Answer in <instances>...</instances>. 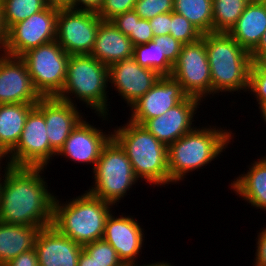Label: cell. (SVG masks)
<instances>
[{
    "mask_svg": "<svg viewBox=\"0 0 266 266\" xmlns=\"http://www.w3.org/2000/svg\"><path fill=\"white\" fill-rule=\"evenodd\" d=\"M1 5L3 24L7 31L14 24L26 20L48 6L46 0H1Z\"/></svg>",
    "mask_w": 266,
    "mask_h": 266,
    "instance_id": "cell-28",
    "label": "cell"
},
{
    "mask_svg": "<svg viewBox=\"0 0 266 266\" xmlns=\"http://www.w3.org/2000/svg\"><path fill=\"white\" fill-rule=\"evenodd\" d=\"M259 2L266 4V0H259Z\"/></svg>",
    "mask_w": 266,
    "mask_h": 266,
    "instance_id": "cell-52",
    "label": "cell"
},
{
    "mask_svg": "<svg viewBox=\"0 0 266 266\" xmlns=\"http://www.w3.org/2000/svg\"><path fill=\"white\" fill-rule=\"evenodd\" d=\"M250 53H266V32L261 37L258 45Z\"/></svg>",
    "mask_w": 266,
    "mask_h": 266,
    "instance_id": "cell-47",
    "label": "cell"
},
{
    "mask_svg": "<svg viewBox=\"0 0 266 266\" xmlns=\"http://www.w3.org/2000/svg\"><path fill=\"white\" fill-rule=\"evenodd\" d=\"M69 57L56 40L31 49L21 56L33 86L41 97H57L61 93Z\"/></svg>",
    "mask_w": 266,
    "mask_h": 266,
    "instance_id": "cell-8",
    "label": "cell"
},
{
    "mask_svg": "<svg viewBox=\"0 0 266 266\" xmlns=\"http://www.w3.org/2000/svg\"><path fill=\"white\" fill-rule=\"evenodd\" d=\"M91 172H93L94 185L87 192L114 206H117L139 181L126 152L113 137L103 147Z\"/></svg>",
    "mask_w": 266,
    "mask_h": 266,
    "instance_id": "cell-7",
    "label": "cell"
},
{
    "mask_svg": "<svg viewBox=\"0 0 266 266\" xmlns=\"http://www.w3.org/2000/svg\"><path fill=\"white\" fill-rule=\"evenodd\" d=\"M256 237L255 261L253 266H266V227Z\"/></svg>",
    "mask_w": 266,
    "mask_h": 266,
    "instance_id": "cell-40",
    "label": "cell"
},
{
    "mask_svg": "<svg viewBox=\"0 0 266 266\" xmlns=\"http://www.w3.org/2000/svg\"><path fill=\"white\" fill-rule=\"evenodd\" d=\"M45 167L4 169L0 182V222L38 226L52 225L55 195L41 174ZM43 171V172H42Z\"/></svg>",
    "mask_w": 266,
    "mask_h": 266,
    "instance_id": "cell-1",
    "label": "cell"
},
{
    "mask_svg": "<svg viewBox=\"0 0 266 266\" xmlns=\"http://www.w3.org/2000/svg\"><path fill=\"white\" fill-rule=\"evenodd\" d=\"M36 107L44 114L49 144L58 152L85 116L77 105L57 97H42Z\"/></svg>",
    "mask_w": 266,
    "mask_h": 266,
    "instance_id": "cell-19",
    "label": "cell"
},
{
    "mask_svg": "<svg viewBox=\"0 0 266 266\" xmlns=\"http://www.w3.org/2000/svg\"><path fill=\"white\" fill-rule=\"evenodd\" d=\"M266 32V4L249 2L236 24L228 32L249 53Z\"/></svg>",
    "mask_w": 266,
    "mask_h": 266,
    "instance_id": "cell-22",
    "label": "cell"
},
{
    "mask_svg": "<svg viewBox=\"0 0 266 266\" xmlns=\"http://www.w3.org/2000/svg\"><path fill=\"white\" fill-rule=\"evenodd\" d=\"M113 214L107 218L102 239L116 250L125 265L136 264L144 244V230L132 216Z\"/></svg>",
    "mask_w": 266,
    "mask_h": 266,
    "instance_id": "cell-18",
    "label": "cell"
},
{
    "mask_svg": "<svg viewBox=\"0 0 266 266\" xmlns=\"http://www.w3.org/2000/svg\"><path fill=\"white\" fill-rule=\"evenodd\" d=\"M149 25L151 26L154 37L170 34L171 12L156 15L149 20Z\"/></svg>",
    "mask_w": 266,
    "mask_h": 266,
    "instance_id": "cell-37",
    "label": "cell"
},
{
    "mask_svg": "<svg viewBox=\"0 0 266 266\" xmlns=\"http://www.w3.org/2000/svg\"><path fill=\"white\" fill-rule=\"evenodd\" d=\"M233 131L215 126L198 128L168 146L169 184L179 183L186 174L203 169L225 151Z\"/></svg>",
    "mask_w": 266,
    "mask_h": 266,
    "instance_id": "cell-2",
    "label": "cell"
},
{
    "mask_svg": "<svg viewBox=\"0 0 266 266\" xmlns=\"http://www.w3.org/2000/svg\"><path fill=\"white\" fill-rule=\"evenodd\" d=\"M134 60L144 68L156 71L160 76H171L173 65L161 56V52L153 41L133 46Z\"/></svg>",
    "mask_w": 266,
    "mask_h": 266,
    "instance_id": "cell-29",
    "label": "cell"
},
{
    "mask_svg": "<svg viewBox=\"0 0 266 266\" xmlns=\"http://www.w3.org/2000/svg\"><path fill=\"white\" fill-rule=\"evenodd\" d=\"M83 249L103 266H126L118 257L116 250L103 239L86 244Z\"/></svg>",
    "mask_w": 266,
    "mask_h": 266,
    "instance_id": "cell-31",
    "label": "cell"
},
{
    "mask_svg": "<svg viewBox=\"0 0 266 266\" xmlns=\"http://www.w3.org/2000/svg\"><path fill=\"white\" fill-rule=\"evenodd\" d=\"M108 82L107 65L100 63L90 54L70 55L65 83L57 98L72 105H76L75 101L78 99L82 104L85 103L86 107L95 110L96 115L103 118L102 121H107L110 115L107 95L109 91H106Z\"/></svg>",
    "mask_w": 266,
    "mask_h": 266,
    "instance_id": "cell-6",
    "label": "cell"
},
{
    "mask_svg": "<svg viewBox=\"0 0 266 266\" xmlns=\"http://www.w3.org/2000/svg\"><path fill=\"white\" fill-rule=\"evenodd\" d=\"M49 6L73 9V0H46Z\"/></svg>",
    "mask_w": 266,
    "mask_h": 266,
    "instance_id": "cell-45",
    "label": "cell"
},
{
    "mask_svg": "<svg viewBox=\"0 0 266 266\" xmlns=\"http://www.w3.org/2000/svg\"><path fill=\"white\" fill-rule=\"evenodd\" d=\"M211 72L214 94L248 91L251 55L225 32L202 34Z\"/></svg>",
    "mask_w": 266,
    "mask_h": 266,
    "instance_id": "cell-5",
    "label": "cell"
},
{
    "mask_svg": "<svg viewBox=\"0 0 266 266\" xmlns=\"http://www.w3.org/2000/svg\"><path fill=\"white\" fill-rule=\"evenodd\" d=\"M36 104H0V143L10 153L19 142L29 112Z\"/></svg>",
    "mask_w": 266,
    "mask_h": 266,
    "instance_id": "cell-25",
    "label": "cell"
},
{
    "mask_svg": "<svg viewBox=\"0 0 266 266\" xmlns=\"http://www.w3.org/2000/svg\"><path fill=\"white\" fill-rule=\"evenodd\" d=\"M107 66L133 58V44L111 20H101L91 54Z\"/></svg>",
    "mask_w": 266,
    "mask_h": 266,
    "instance_id": "cell-21",
    "label": "cell"
},
{
    "mask_svg": "<svg viewBox=\"0 0 266 266\" xmlns=\"http://www.w3.org/2000/svg\"><path fill=\"white\" fill-rule=\"evenodd\" d=\"M40 229L38 226L0 222V266L21 253L34 249Z\"/></svg>",
    "mask_w": 266,
    "mask_h": 266,
    "instance_id": "cell-24",
    "label": "cell"
},
{
    "mask_svg": "<svg viewBox=\"0 0 266 266\" xmlns=\"http://www.w3.org/2000/svg\"><path fill=\"white\" fill-rule=\"evenodd\" d=\"M1 170H2V168H0V172H1V173H0V176H1V177H0V182H1V179H2V176H3L2 172H4V171H1Z\"/></svg>",
    "mask_w": 266,
    "mask_h": 266,
    "instance_id": "cell-50",
    "label": "cell"
},
{
    "mask_svg": "<svg viewBox=\"0 0 266 266\" xmlns=\"http://www.w3.org/2000/svg\"><path fill=\"white\" fill-rule=\"evenodd\" d=\"M101 20L96 12L58 8L56 41L69 55L91 54Z\"/></svg>",
    "mask_w": 266,
    "mask_h": 266,
    "instance_id": "cell-9",
    "label": "cell"
},
{
    "mask_svg": "<svg viewBox=\"0 0 266 266\" xmlns=\"http://www.w3.org/2000/svg\"><path fill=\"white\" fill-rule=\"evenodd\" d=\"M252 64L262 72L266 73V53H250Z\"/></svg>",
    "mask_w": 266,
    "mask_h": 266,
    "instance_id": "cell-42",
    "label": "cell"
},
{
    "mask_svg": "<svg viewBox=\"0 0 266 266\" xmlns=\"http://www.w3.org/2000/svg\"><path fill=\"white\" fill-rule=\"evenodd\" d=\"M103 3L104 0H73V9L98 13Z\"/></svg>",
    "mask_w": 266,
    "mask_h": 266,
    "instance_id": "cell-41",
    "label": "cell"
},
{
    "mask_svg": "<svg viewBox=\"0 0 266 266\" xmlns=\"http://www.w3.org/2000/svg\"><path fill=\"white\" fill-rule=\"evenodd\" d=\"M34 248L39 266H78L83 246L50 225L40 229Z\"/></svg>",
    "mask_w": 266,
    "mask_h": 266,
    "instance_id": "cell-20",
    "label": "cell"
},
{
    "mask_svg": "<svg viewBox=\"0 0 266 266\" xmlns=\"http://www.w3.org/2000/svg\"><path fill=\"white\" fill-rule=\"evenodd\" d=\"M56 197L52 225L60 233L81 246L103 238L113 204L91 195L87 190L66 203H61Z\"/></svg>",
    "mask_w": 266,
    "mask_h": 266,
    "instance_id": "cell-4",
    "label": "cell"
},
{
    "mask_svg": "<svg viewBox=\"0 0 266 266\" xmlns=\"http://www.w3.org/2000/svg\"><path fill=\"white\" fill-rule=\"evenodd\" d=\"M248 91L255 96L257 105H266V73L259 71L253 64L249 72Z\"/></svg>",
    "mask_w": 266,
    "mask_h": 266,
    "instance_id": "cell-33",
    "label": "cell"
},
{
    "mask_svg": "<svg viewBox=\"0 0 266 266\" xmlns=\"http://www.w3.org/2000/svg\"><path fill=\"white\" fill-rule=\"evenodd\" d=\"M249 2H259V0H247Z\"/></svg>",
    "mask_w": 266,
    "mask_h": 266,
    "instance_id": "cell-51",
    "label": "cell"
},
{
    "mask_svg": "<svg viewBox=\"0 0 266 266\" xmlns=\"http://www.w3.org/2000/svg\"><path fill=\"white\" fill-rule=\"evenodd\" d=\"M78 266H103L93 259L84 249H82L79 259Z\"/></svg>",
    "mask_w": 266,
    "mask_h": 266,
    "instance_id": "cell-43",
    "label": "cell"
},
{
    "mask_svg": "<svg viewBox=\"0 0 266 266\" xmlns=\"http://www.w3.org/2000/svg\"><path fill=\"white\" fill-rule=\"evenodd\" d=\"M56 153L49 144L44 114L35 106L27 116L19 142L10 152L12 164L46 168Z\"/></svg>",
    "mask_w": 266,
    "mask_h": 266,
    "instance_id": "cell-12",
    "label": "cell"
},
{
    "mask_svg": "<svg viewBox=\"0 0 266 266\" xmlns=\"http://www.w3.org/2000/svg\"><path fill=\"white\" fill-rule=\"evenodd\" d=\"M171 77L181 84L188 96L204 101L205 97L212 95L210 66L202 37L196 42L182 45Z\"/></svg>",
    "mask_w": 266,
    "mask_h": 266,
    "instance_id": "cell-10",
    "label": "cell"
},
{
    "mask_svg": "<svg viewBox=\"0 0 266 266\" xmlns=\"http://www.w3.org/2000/svg\"><path fill=\"white\" fill-rule=\"evenodd\" d=\"M248 3L247 0H212L213 32L228 33Z\"/></svg>",
    "mask_w": 266,
    "mask_h": 266,
    "instance_id": "cell-27",
    "label": "cell"
},
{
    "mask_svg": "<svg viewBox=\"0 0 266 266\" xmlns=\"http://www.w3.org/2000/svg\"><path fill=\"white\" fill-rule=\"evenodd\" d=\"M131 162L138 180L153 186L169 185L168 146L156 139L143 125L128 119L123 126L112 130Z\"/></svg>",
    "mask_w": 266,
    "mask_h": 266,
    "instance_id": "cell-3",
    "label": "cell"
},
{
    "mask_svg": "<svg viewBox=\"0 0 266 266\" xmlns=\"http://www.w3.org/2000/svg\"><path fill=\"white\" fill-rule=\"evenodd\" d=\"M7 38V30L4 27L3 19H2V5L0 0V53L4 51L5 44Z\"/></svg>",
    "mask_w": 266,
    "mask_h": 266,
    "instance_id": "cell-44",
    "label": "cell"
},
{
    "mask_svg": "<svg viewBox=\"0 0 266 266\" xmlns=\"http://www.w3.org/2000/svg\"><path fill=\"white\" fill-rule=\"evenodd\" d=\"M201 102L199 98L187 96L163 115L148 119L142 125L156 139L169 146L196 128L192 122Z\"/></svg>",
    "mask_w": 266,
    "mask_h": 266,
    "instance_id": "cell-13",
    "label": "cell"
},
{
    "mask_svg": "<svg viewBox=\"0 0 266 266\" xmlns=\"http://www.w3.org/2000/svg\"><path fill=\"white\" fill-rule=\"evenodd\" d=\"M174 12L188 19L202 34L213 32L212 0H174Z\"/></svg>",
    "mask_w": 266,
    "mask_h": 266,
    "instance_id": "cell-26",
    "label": "cell"
},
{
    "mask_svg": "<svg viewBox=\"0 0 266 266\" xmlns=\"http://www.w3.org/2000/svg\"><path fill=\"white\" fill-rule=\"evenodd\" d=\"M248 169L231 182L230 188L252 207L266 211V161L259 158Z\"/></svg>",
    "mask_w": 266,
    "mask_h": 266,
    "instance_id": "cell-23",
    "label": "cell"
},
{
    "mask_svg": "<svg viewBox=\"0 0 266 266\" xmlns=\"http://www.w3.org/2000/svg\"><path fill=\"white\" fill-rule=\"evenodd\" d=\"M174 0H137L134 11L141 19L150 20L156 15L173 12Z\"/></svg>",
    "mask_w": 266,
    "mask_h": 266,
    "instance_id": "cell-32",
    "label": "cell"
},
{
    "mask_svg": "<svg viewBox=\"0 0 266 266\" xmlns=\"http://www.w3.org/2000/svg\"><path fill=\"white\" fill-rule=\"evenodd\" d=\"M6 158V159H5ZM3 159L4 160H8L7 161V164H3ZM2 163V164H1ZM1 165H5V167L1 166ZM13 166L12 164V161H11V158H10V153L4 148V146L0 143V168H5L8 169V168H11Z\"/></svg>",
    "mask_w": 266,
    "mask_h": 266,
    "instance_id": "cell-46",
    "label": "cell"
},
{
    "mask_svg": "<svg viewBox=\"0 0 266 266\" xmlns=\"http://www.w3.org/2000/svg\"><path fill=\"white\" fill-rule=\"evenodd\" d=\"M170 35L183 45L196 42L202 37V33L186 17L174 11L171 12Z\"/></svg>",
    "mask_w": 266,
    "mask_h": 266,
    "instance_id": "cell-30",
    "label": "cell"
},
{
    "mask_svg": "<svg viewBox=\"0 0 266 266\" xmlns=\"http://www.w3.org/2000/svg\"><path fill=\"white\" fill-rule=\"evenodd\" d=\"M128 37L133 46L152 41L154 36L151 26L149 25V20L141 19L134 11V26Z\"/></svg>",
    "mask_w": 266,
    "mask_h": 266,
    "instance_id": "cell-36",
    "label": "cell"
},
{
    "mask_svg": "<svg viewBox=\"0 0 266 266\" xmlns=\"http://www.w3.org/2000/svg\"><path fill=\"white\" fill-rule=\"evenodd\" d=\"M111 21L124 35L128 36L134 26V10L119 14Z\"/></svg>",
    "mask_w": 266,
    "mask_h": 266,
    "instance_id": "cell-38",
    "label": "cell"
},
{
    "mask_svg": "<svg viewBox=\"0 0 266 266\" xmlns=\"http://www.w3.org/2000/svg\"><path fill=\"white\" fill-rule=\"evenodd\" d=\"M41 98L33 86L24 60L0 53V104H37Z\"/></svg>",
    "mask_w": 266,
    "mask_h": 266,
    "instance_id": "cell-14",
    "label": "cell"
},
{
    "mask_svg": "<svg viewBox=\"0 0 266 266\" xmlns=\"http://www.w3.org/2000/svg\"><path fill=\"white\" fill-rule=\"evenodd\" d=\"M91 125L83 119L71 132L56 156H64L74 163L92 164L93 169L101 155L103 147L112 138V131L108 134L100 128Z\"/></svg>",
    "mask_w": 266,
    "mask_h": 266,
    "instance_id": "cell-17",
    "label": "cell"
},
{
    "mask_svg": "<svg viewBox=\"0 0 266 266\" xmlns=\"http://www.w3.org/2000/svg\"><path fill=\"white\" fill-rule=\"evenodd\" d=\"M126 266H173L171 265V263L168 262H164V261H157L156 263H152V264H143V265H138V263L136 262V264H130V265H126Z\"/></svg>",
    "mask_w": 266,
    "mask_h": 266,
    "instance_id": "cell-48",
    "label": "cell"
},
{
    "mask_svg": "<svg viewBox=\"0 0 266 266\" xmlns=\"http://www.w3.org/2000/svg\"><path fill=\"white\" fill-rule=\"evenodd\" d=\"M58 8L47 6L7 31L3 53L21 57L27 51L56 40Z\"/></svg>",
    "mask_w": 266,
    "mask_h": 266,
    "instance_id": "cell-11",
    "label": "cell"
},
{
    "mask_svg": "<svg viewBox=\"0 0 266 266\" xmlns=\"http://www.w3.org/2000/svg\"><path fill=\"white\" fill-rule=\"evenodd\" d=\"M109 83L130 107L161 77L156 71L141 67L134 58L108 66ZM113 84V85H112Z\"/></svg>",
    "mask_w": 266,
    "mask_h": 266,
    "instance_id": "cell-16",
    "label": "cell"
},
{
    "mask_svg": "<svg viewBox=\"0 0 266 266\" xmlns=\"http://www.w3.org/2000/svg\"><path fill=\"white\" fill-rule=\"evenodd\" d=\"M137 0H104L98 15L102 20H111L115 16L134 10Z\"/></svg>",
    "mask_w": 266,
    "mask_h": 266,
    "instance_id": "cell-35",
    "label": "cell"
},
{
    "mask_svg": "<svg viewBox=\"0 0 266 266\" xmlns=\"http://www.w3.org/2000/svg\"><path fill=\"white\" fill-rule=\"evenodd\" d=\"M258 108L260 109L261 117L264 119L263 122L266 123V105H260Z\"/></svg>",
    "mask_w": 266,
    "mask_h": 266,
    "instance_id": "cell-49",
    "label": "cell"
},
{
    "mask_svg": "<svg viewBox=\"0 0 266 266\" xmlns=\"http://www.w3.org/2000/svg\"><path fill=\"white\" fill-rule=\"evenodd\" d=\"M4 266H39L35 248L21 253L17 257L8 261Z\"/></svg>",
    "mask_w": 266,
    "mask_h": 266,
    "instance_id": "cell-39",
    "label": "cell"
},
{
    "mask_svg": "<svg viewBox=\"0 0 266 266\" xmlns=\"http://www.w3.org/2000/svg\"><path fill=\"white\" fill-rule=\"evenodd\" d=\"M152 41L158 45L161 56H165V58L174 65L178 59L183 44L170 34L155 36Z\"/></svg>",
    "mask_w": 266,
    "mask_h": 266,
    "instance_id": "cell-34",
    "label": "cell"
},
{
    "mask_svg": "<svg viewBox=\"0 0 266 266\" xmlns=\"http://www.w3.org/2000/svg\"><path fill=\"white\" fill-rule=\"evenodd\" d=\"M188 95L181 84L171 76H161L141 98L130 106V121L143 124L146 120L163 115Z\"/></svg>",
    "mask_w": 266,
    "mask_h": 266,
    "instance_id": "cell-15",
    "label": "cell"
}]
</instances>
